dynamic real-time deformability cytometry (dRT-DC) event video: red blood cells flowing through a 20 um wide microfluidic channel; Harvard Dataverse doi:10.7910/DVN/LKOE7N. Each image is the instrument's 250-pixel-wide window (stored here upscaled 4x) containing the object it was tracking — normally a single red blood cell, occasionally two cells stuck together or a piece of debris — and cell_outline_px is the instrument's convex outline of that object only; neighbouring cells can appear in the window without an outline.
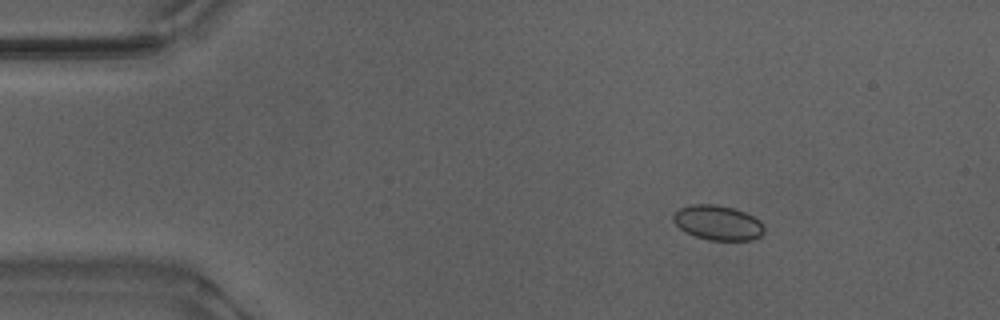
{"species": "Egyptian fruit bat (a non-hibernating species)", "species_latin": "Rousettus aegyptiacus", "temperature_condition": "warm", "stored_images_in_passage": 53, "camera_frame_rate_fps": 3000, "um_per_image_px": 0.085, "animal": {"sex": "male"}, "frame": {"image": 1, "passage_image": 8, "time_ms": 2.333, "image_size_px": [1000, 320], "cell_outline_px": [[764, 232], [760, 236], [752, 240], [708, 240], [684, 232], [672, 220], [672, 212], [680, 208], [692, 204], [712, 204], [732, 208], [744, 212], [760, 220], [764, 224]], "centroid_in_image_um": [60.99, 18.93], "position_along_channel_um": 24.0, "area_um2": 18.5}}
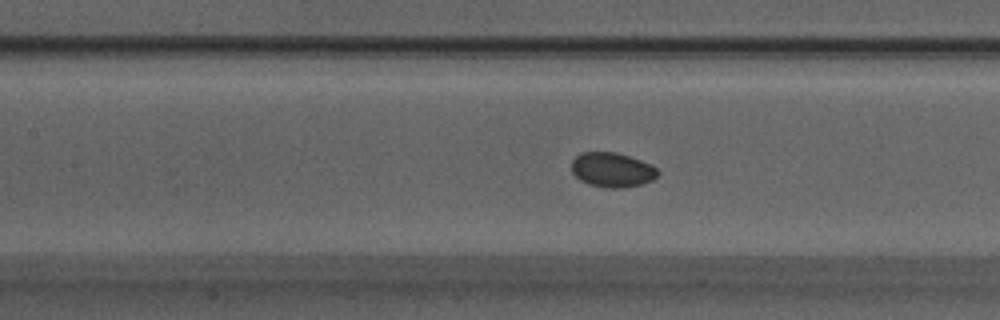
{"frame": {"image": 2, "passage_image": 24, "time_ms": 7.667, "image_size_px": [1000, 320], "cell_outline_px": [[660, 172], [652, 180], [640, 184], [624, 188], [604, 188], [588, 184], [580, 180], [572, 172], [572, 160], [580, 152], [616, 152], [640, 160], [656, 168]], "centroid_in_image_um": [52.0, 14.44], "position_along_channel_um": 155.4, "area_um2": 17.34}}
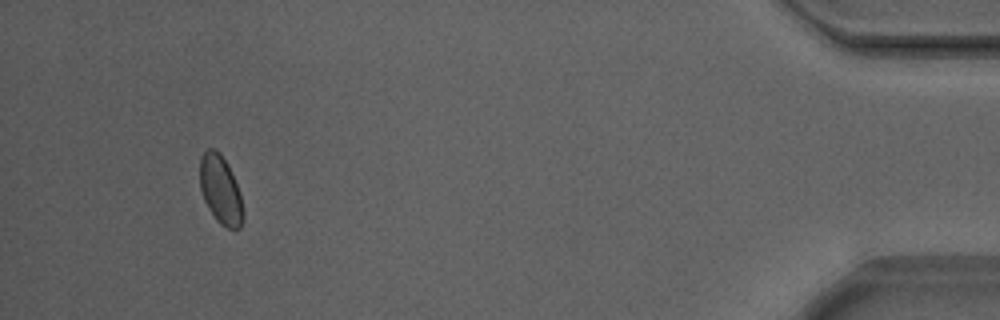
{"frame": {"image": 3, "passage_image": 50, "time_ms": 16.333, "image_size_px": [1000, 320], "cell_outline_px": [[244, 216], [240, 228], [228, 228], [220, 224], [216, 220], [208, 208], [204, 200], [200, 188], [200, 156], [208, 148], [212, 148], [220, 152], [228, 164], [240, 192], [244, 212]], "centroid_in_image_um": [18.75, 16.13], "position_along_channel_um": 416.5, "area_um2": 17.4}, "authors_computed_cell_mechanics": {"area_um2": 17.5134, "velocity_mm_per_s": 3.8534, "shape_relaxation_time_tau1_ms": 1.1373, "shape_relaxation_time_tau2_ms": null, "deformation_change_tau1": 0.0303, "deformation_change_tau2": null}}